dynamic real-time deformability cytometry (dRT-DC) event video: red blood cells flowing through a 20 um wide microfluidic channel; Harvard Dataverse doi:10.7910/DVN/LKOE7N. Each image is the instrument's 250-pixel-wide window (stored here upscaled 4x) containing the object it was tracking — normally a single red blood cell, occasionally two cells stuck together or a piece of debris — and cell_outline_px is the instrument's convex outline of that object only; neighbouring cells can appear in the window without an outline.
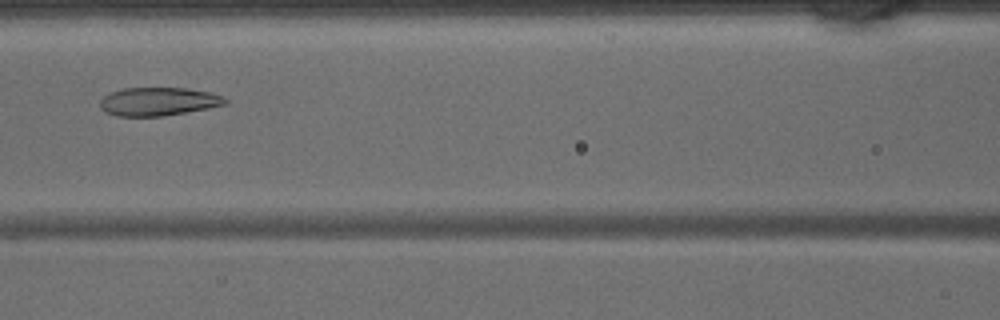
{"species": "common noctule bat (a hibernating species)", "species_latin": "Nyctalus noctula", "temperature_condition": "warm", "stored_images_in_passage": 41, "camera_frame_rate_fps": 3000, "um_per_image_px": 0.085, "animal": {"sex": "male", "body_mass_g": 15.6}, "frame": {"image": 1, "passage_image": 16, "time_ms": 5.0, "image_size_px": [1000, 320], "cell_outline_px": [[228, 104], [208, 108], [160, 116], [116, 116], [104, 112], [100, 108], [100, 100], [104, 96], [112, 92], [124, 88], [188, 88], [212, 92], [228, 100]], "centroid_in_image_um": [13.45, 8.63], "position_along_channel_um": 153.1, "area_um2": 20.63}}
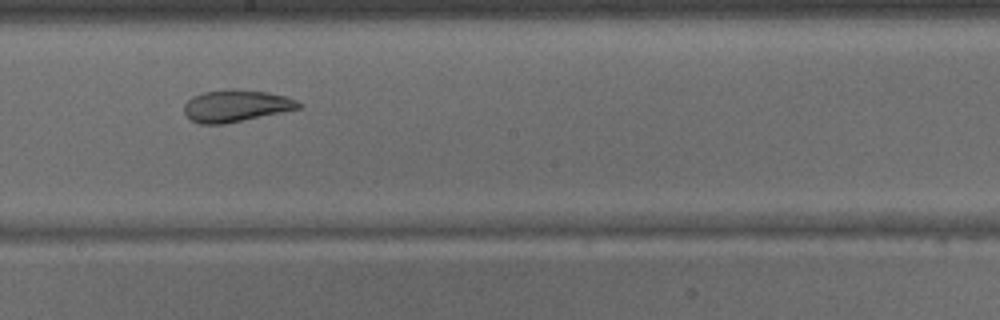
{"frame": {"image": 2, "passage_image": 21, "time_ms": 6.667, "image_size_px": [1000, 320], "cell_outline_px": [[300, 108], [244, 120], [224, 124], [200, 124], [192, 120], [184, 112], [184, 104], [192, 96], [204, 92], [224, 88], [236, 88], [264, 92], [288, 96], [296, 100], [300, 104]], "centroid_in_image_um": [20.03, 8.98], "position_along_channel_um": 228.2, "area_um2": 21.33}}
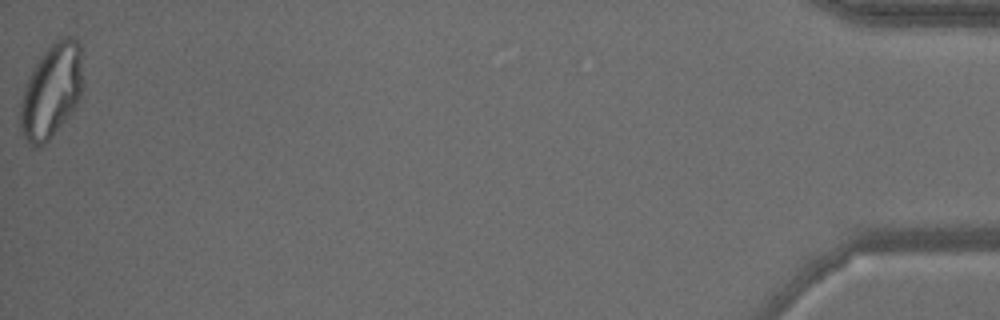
{"frame": {"image": 3, "passage_image": 41, "time_ms": 13.333, "image_size_px": [1000, 320], "cell_outline_px": [[84, 84], [80, 96], [72, 112], [52, 136], [44, 144], [36, 148], [28, 144], [16, 120], [20, 100], [24, 84], [36, 60], [60, 36], [72, 36], [80, 44]], "centroid_in_image_um": [4.34, 7.74], "position_along_channel_um": 430.9, "area_um2": 35.26}}